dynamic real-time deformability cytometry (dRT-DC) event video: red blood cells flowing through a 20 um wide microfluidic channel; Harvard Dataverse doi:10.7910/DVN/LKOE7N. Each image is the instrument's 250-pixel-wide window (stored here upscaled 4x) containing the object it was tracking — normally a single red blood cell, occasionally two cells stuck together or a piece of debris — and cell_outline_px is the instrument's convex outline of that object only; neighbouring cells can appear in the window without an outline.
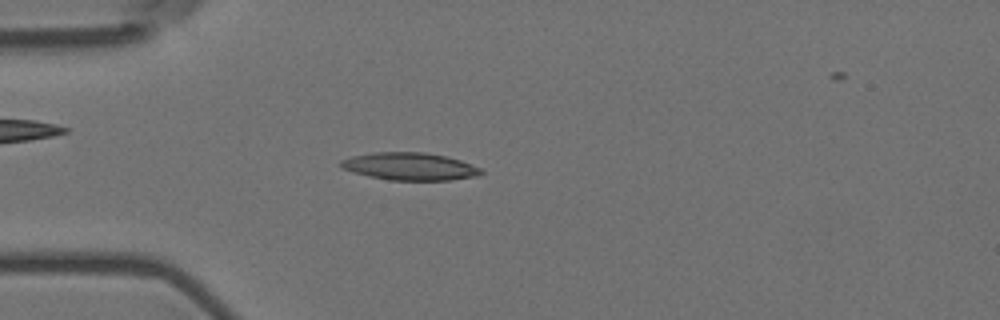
{"species": "Egyptian fruit bat (a non-hibernating species)", "species_latin": "Rousettus aegyptiacus", "temperature_condition": "room temperature", "stored_images_in_passage": 56, "camera_frame_rate_fps": 3000, "um_per_image_px": 0.085, "animal": {"sex": "female"}, "frame": {"image": 1, "passage_image": 16, "time_ms": 5.0, "image_size_px": [1000, 320], "cell_outline_px": [[484, 172], [476, 176], [452, 180], [388, 180], [368, 176], [352, 172], [340, 168], [340, 160], [352, 156], [376, 152], [424, 152], [448, 156], [460, 160], [480, 168]], "centroid_in_image_um": [34.81, 14.14], "position_along_channel_um": 50.2, "area_um2": 22.6}}
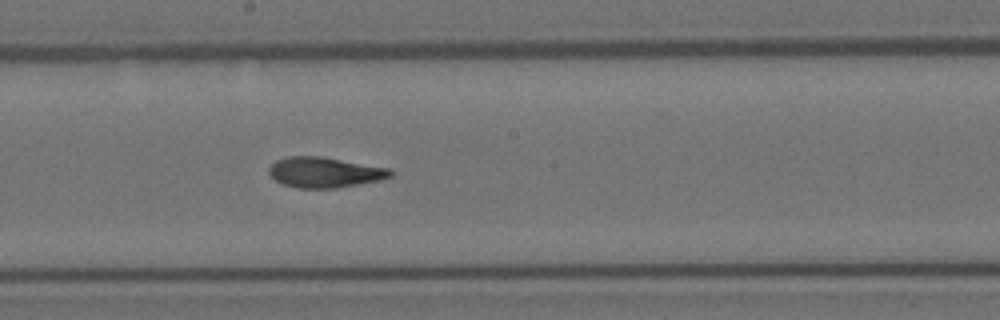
{"frame": {"image": 2, "passage_image": 31, "time_ms": 10.0, "image_size_px": [1000, 320], "cell_outline_px": [[392, 176], [380, 180], [336, 188], [296, 188], [284, 184], [276, 180], [268, 172], [268, 168], [276, 160], [288, 156], [320, 156], [392, 168]], "centroid_in_image_um": [27.61, 14.64], "position_along_channel_um": 220.6, "area_um2": 21.56}}
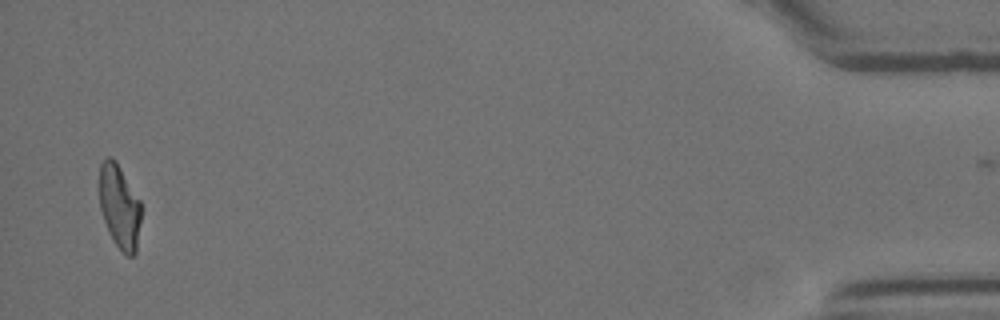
{"frame": {"image": 3, "passage_image": 55, "time_ms": 18.0, "image_size_px": [1000, 320], "cell_outline_px": [[140, 220], [136, 252], [132, 256], [128, 256], [112, 240], [108, 232], [100, 208], [100, 164], [108, 156], [112, 156], [116, 160], [140, 200]], "centroid_in_image_um": [10.15, 17.54], "position_along_channel_um": 425.0, "area_um2": 20.23}, "authors_computed_cell_mechanics": {"area_um2": 21.5594, "velocity_mm_per_s": 3.6372, "shape_relaxation_time_tau1_ms": 6.569, "shape_relaxation_time_tau2_ms": 2.8903, "deformation_change_tau1": 0.2279, "deformation_change_tau2": 0.1147}}